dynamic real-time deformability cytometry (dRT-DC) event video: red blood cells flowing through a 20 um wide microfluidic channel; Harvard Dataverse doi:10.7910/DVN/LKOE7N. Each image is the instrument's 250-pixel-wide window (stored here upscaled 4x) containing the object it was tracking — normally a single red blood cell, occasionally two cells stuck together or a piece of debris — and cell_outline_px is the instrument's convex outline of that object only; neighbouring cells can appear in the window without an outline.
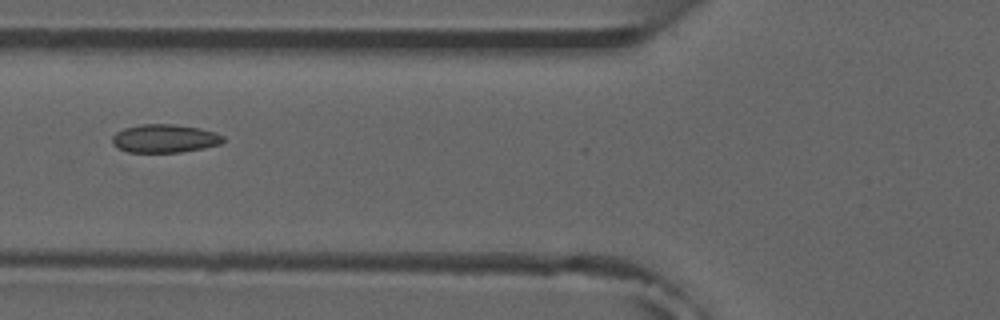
{"species": "common noctule bat (a hibernating species)", "species_latin": "Nyctalus noctula", "temperature_condition": "room temperature", "stored_images_in_passage": 6, "camera_frame_rate_fps": 3000, "um_per_image_px": 0.085, "animal": {"sex": "male", "forearm_length_mm": 52.5}, "frame": {"image": 1, "passage_image": 5, "time_ms": 5.667, "image_size_px": [1000, 320], "cell_outline_px": [[224, 140], [220, 144], [180, 152], [128, 152], [116, 148], [112, 144], [112, 136], [116, 132], [124, 128], [140, 124], [172, 124], [200, 128], [216, 132], [224, 136]], "centroid_in_image_um": [13.96, 11.76], "position_along_channel_um": 111.8, "area_um2": 18.32}}
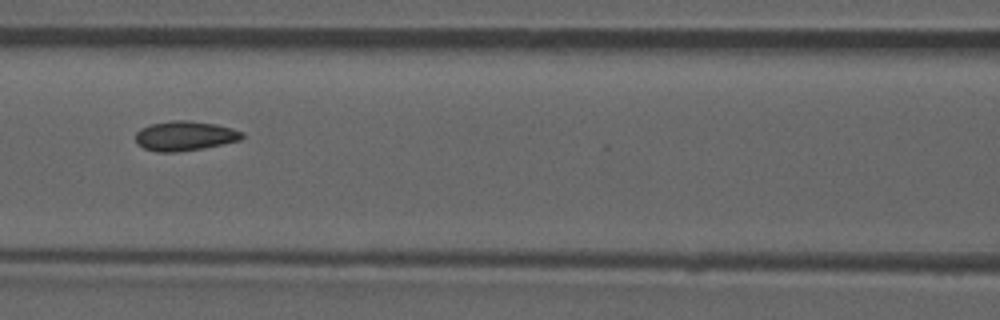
{"frame": {"image": 2, "passage_image": 6, "time_ms": 6.667, "image_size_px": [1000, 320], "cell_outline_px": [[244, 136], [240, 140], [204, 148], [176, 152], [156, 152], [144, 148], [136, 144], [136, 132], [140, 128], [152, 124], [172, 120], [188, 120], [216, 124], [232, 128], [244, 132]], "centroid_in_image_um": [15.71, 11.55], "position_along_channel_um": 150.9, "area_um2": 18.5}}